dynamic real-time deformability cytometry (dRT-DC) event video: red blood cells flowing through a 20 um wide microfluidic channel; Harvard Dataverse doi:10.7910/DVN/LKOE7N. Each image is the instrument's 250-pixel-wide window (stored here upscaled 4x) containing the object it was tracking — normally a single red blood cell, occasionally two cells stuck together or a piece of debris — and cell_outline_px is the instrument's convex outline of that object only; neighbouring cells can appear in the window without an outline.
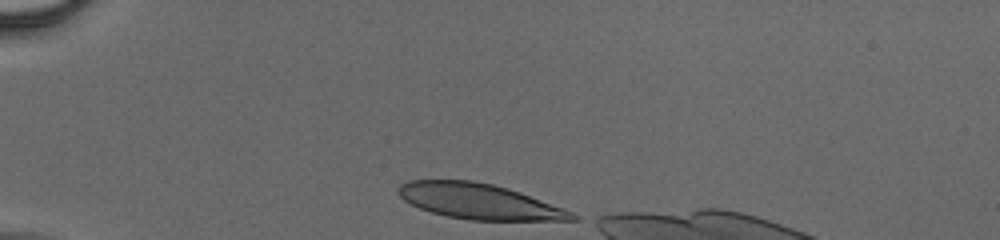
{"species": "human", "species_latin": "Homo sapiens", "temperature_condition": "cold", "stored_images_in_passage": 34, "camera_frame_rate_fps": 3000, "um_per_image_px": 0.085, "donor": {"sex": "male"}, "frame": {"image": 1, "passage_image": 1, "time_ms": 0.0, "image_size_px": [1000, 240], "cell_outline_px": [[580, 220], [472, 220], [448, 216], [432, 212], [420, 208], [404, 200], [396, 192], [396, 188], [400, 184], [408, 180], [472, 180], [492, 184], [508, 188], [520, 192], [564, 208], [580, 216]], "centroid_in_image_um": [40.73, 17.11], "position_along_channel_um": 44.3, "area_um2": 35.84}}
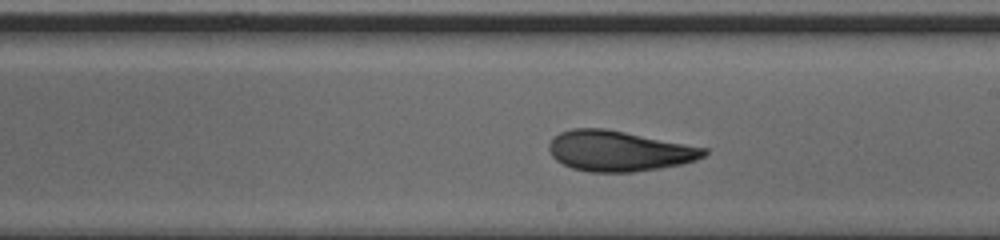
{"frame": {"image": 2, "passage_image": 20, "time_ms": 6.333, "image_size_px": [1000, 240], "cell_outline_px": [[708, 152], [704, 156], [696, 160], [680, 164], [660, 168], [632, 172], [592, 172], [572, 168], [556, 160], [552, 156], [548, 148], [548, 144], [552, 136], [560, 132], [572, 128], [604, 128], [708, 148]], "centroid_in_image_um": [52.58, 12.83], "position_along_channel_um": 236.4, "area_um2": 36.53}}
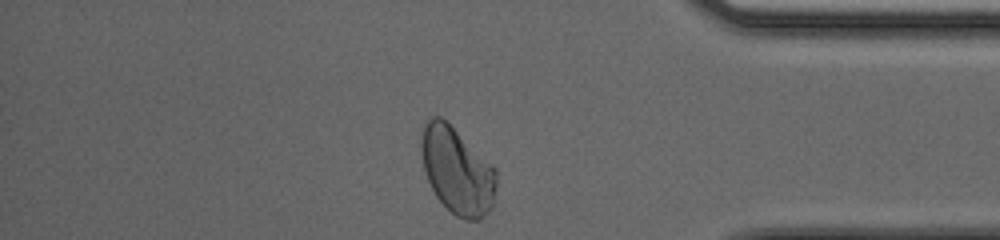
{"frame": {"image": 3, "passage_image": 34, "time_ms": 11.0, "image_size_px": [1000, 240], "cell_outline_px": [[496, 188], [492, 208], [480, 220], [468, 220], [456, 216], [436, 196], [428, 180], [424, 168], [420, 148], [420, 136], [424, 124], [432, 116], [440, 116], [496, 168]], "centroid_in_image_um": [38.85, 14.52], "position_along_channel_um": 396.3, "area_um2": 37.63}}